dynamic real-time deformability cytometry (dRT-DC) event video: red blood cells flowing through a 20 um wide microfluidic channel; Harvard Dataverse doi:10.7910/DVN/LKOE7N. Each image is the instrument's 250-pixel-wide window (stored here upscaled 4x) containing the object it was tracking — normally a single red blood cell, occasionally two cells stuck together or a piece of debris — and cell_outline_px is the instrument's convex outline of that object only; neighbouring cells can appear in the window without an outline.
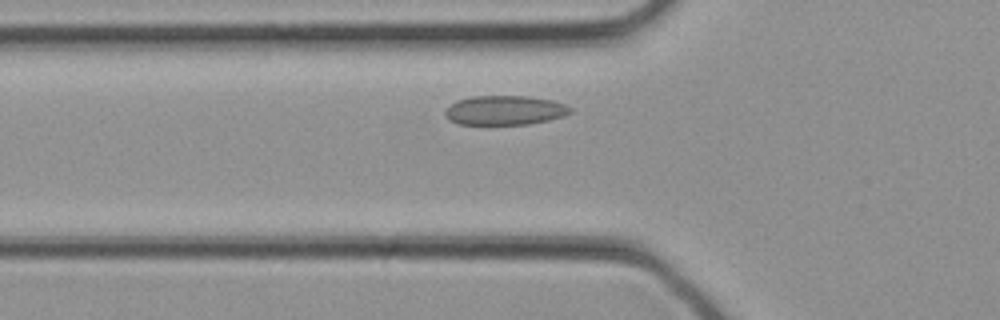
{"species": "common noctule bat (a hibernating species)", "species_latin": "Nyctalus noctula", "temperature_condition": "cold", "stored_images_in_passage": 27, "camera_frame_rate_fps": 3000, "um_per_image_px": 0.085, "animal": {"sex": "female", "body_mass_g": 21.9}, "frame": {"image": 1, "passage_image": 5, "time_ms": 1.333, "image_size_px": [1000, 320], "cell_outline_px": [[572, 112], [564, 116], [548, 120], [528, 124], [460, 124], [448, 120], [444, 116], [444, 112], [456, 100], [472, 96], [528, 96], [552, 100], [564, 104], [572, 108]], "centroid_in_image_um": [42.9, 9.37], "position_along_channel_um": 82.9, "area_um2": 21.44}}
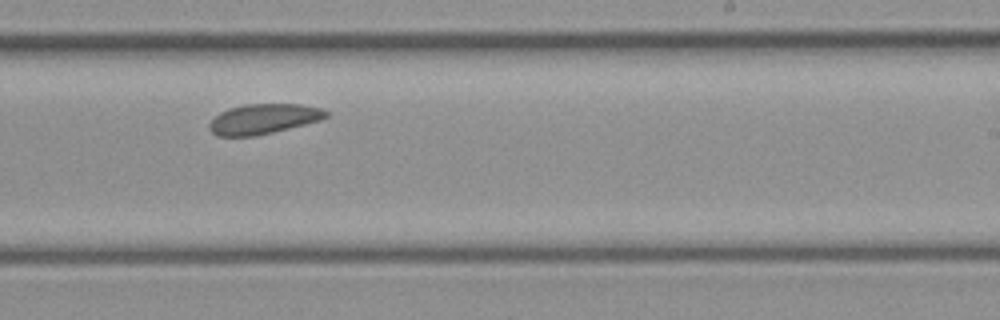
{"frame": {"image": 2, "passage_image": 14, "time_ms": 4.333, "image_size_px": [1000, 320], "cell_outline_px": [[328, 116], [320, 120], [256, 136], [216, 136], [208, 128], [208, 124], [220, 112], [228, 108], [244, 104], [300, 104], [324, 108], [328, 112]], "centroid_in_image_um": [22.38, 10.1], "position_along_channel_um": 266.6, "area_um2": 20.46}}
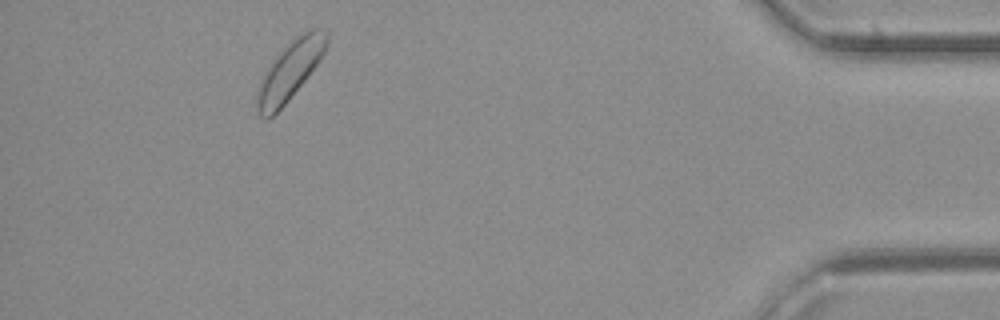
{"frame": {"image": 3, "passage_image": 24, "time_ms": 7.667, "image_size_px": [1000, 320], "cell_outline_px": [[328, 44], [320, 60], [288, 100], [272, 116], [264, 120], [260, 116], [256, 108], [256, 88], [264, 72], [272, 60], [292, 40], [304, 32], [312, 28], [328, 28]], "centroid_in_image_um": [24.63, 6.0], "position_along_channel_um": 410.6, "area_um2": 23.7}}